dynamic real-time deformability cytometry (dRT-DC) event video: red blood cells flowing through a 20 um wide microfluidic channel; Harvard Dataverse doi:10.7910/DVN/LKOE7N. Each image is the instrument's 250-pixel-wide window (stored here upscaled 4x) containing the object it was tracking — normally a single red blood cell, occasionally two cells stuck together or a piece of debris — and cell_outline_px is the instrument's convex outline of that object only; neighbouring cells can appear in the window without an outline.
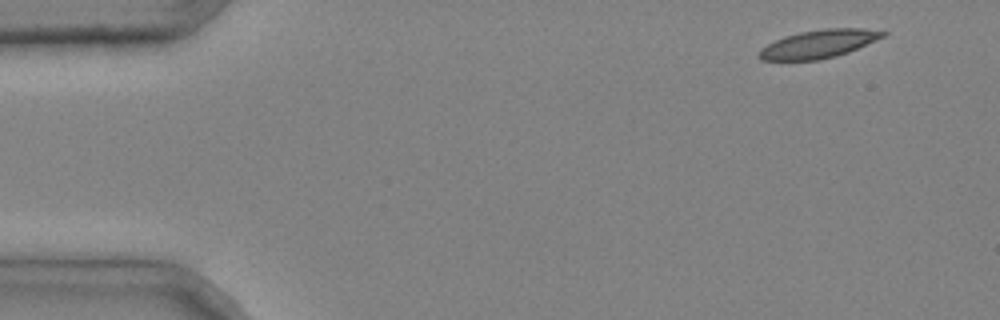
{"species": "common noctule bat (a hibernating species)", "species_latin": "Nyctalus noctula", "temperature_condition": "cold", "stored_images_in_passage": 5, "camera_frame_rate_fps": 3000, "um_per_image_px": 0.085, "animal": {"sex": "male", "body_mass_g": 20.4}, "frame": {"image": 1, "passage_image": 1, "time_ms": 0.0, "image_size_px": [1000, 320], "cell_outline_px": [[888, 32], [884, 36], [848, 52], [836, 56], [820, 60], [760, 60], [756, 56], [768, 44], [784, 36], [800, 32], [824, 28], [860, 28]], "centroid_in_image_um": [69.58, 3.74], "position_along_channel_um": 15.4, "area_um2": 20.06}}
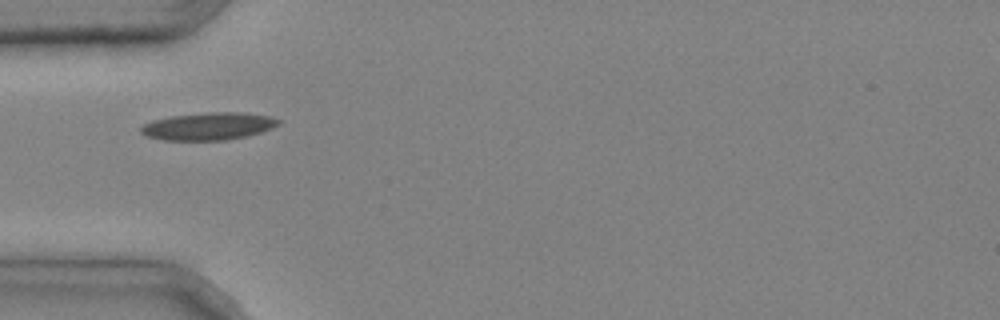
{"frame": {"image": 2, "passage_image": 4, "time_ms": 1.0, "image_size_px": [1000, 320], "cell_outline_px": [[280, 124], [272, 128], [248, 136], [228, 140], [164, 140], [144, 136], [140, 132], [140, 128], [144, 124], [152, 120], [172, 116], [212, 112], [244, 112], [272, 116], [280, 120]], "centroid_in_image_um": [17.74, 10.73], "position_along_channel_um": 67.3, "area_um2": 22.2}}